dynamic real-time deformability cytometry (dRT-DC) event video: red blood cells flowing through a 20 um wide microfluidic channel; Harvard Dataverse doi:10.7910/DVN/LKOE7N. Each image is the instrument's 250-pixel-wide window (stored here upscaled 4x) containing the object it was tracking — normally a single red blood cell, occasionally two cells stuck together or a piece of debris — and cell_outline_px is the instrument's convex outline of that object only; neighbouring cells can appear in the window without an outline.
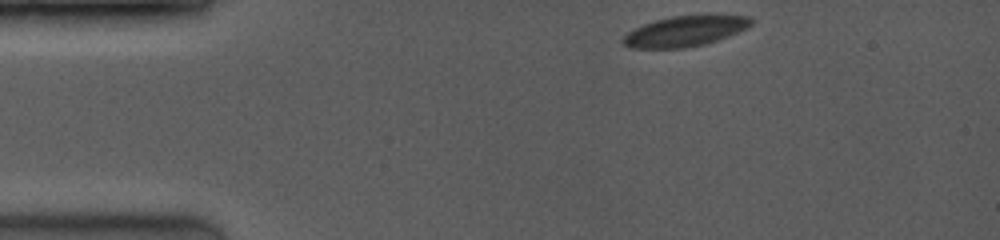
{"species": "common noctule bat (a hibernating species)", "species_latin": "Nyctalus noctula", "temperature_condition": "room temperature", "stored_images_in_passage": 8, "camera_frame_rate_fps": 3500, "um_per_image_px": 0.085, "animal": {"sex": "female", "body_mass_g": 19.0, "forearm_length_mm": 53.3}, "frame": {"image": 1, "passage_image": 1, "time_ms": 0.0, "image_size_px": [1000, 240], "cell_outline_px": [[756, 20], [748, 28], [728, 36], [704, 44], [684, 48], [628, 48], [620, 40], [628, 32], [644, 24], [656, 20], [672, 16], [708, 12], [752, 16]], "centroid_in_image_um": [58.34, 2.59], "position_along_channel_um": 26.7, "area_um2": 23.64}}
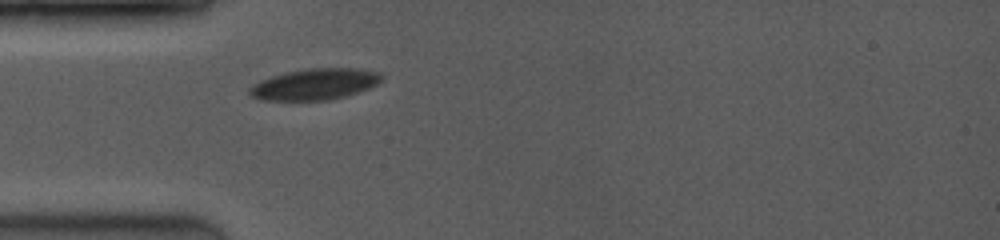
{"frame": {"image": 2, "passage_image": 4, "time_ms": 2.286, "image_size_px": [1000, 240], "cell_outline_px": [[384, 76], [376, 84], [368, 88], [344, 96], [328, 100], [260, 100], [252, 96], [248, 92], [248, 88], [252, 84], [260, 80], [272, 76], [288, 72], [308, 68], [356, 68], [380, 72]], "centroid_in_image_um": [26.73, 7.15], "position_along_channel_um": 58.3, "area_um2": 23.87}}